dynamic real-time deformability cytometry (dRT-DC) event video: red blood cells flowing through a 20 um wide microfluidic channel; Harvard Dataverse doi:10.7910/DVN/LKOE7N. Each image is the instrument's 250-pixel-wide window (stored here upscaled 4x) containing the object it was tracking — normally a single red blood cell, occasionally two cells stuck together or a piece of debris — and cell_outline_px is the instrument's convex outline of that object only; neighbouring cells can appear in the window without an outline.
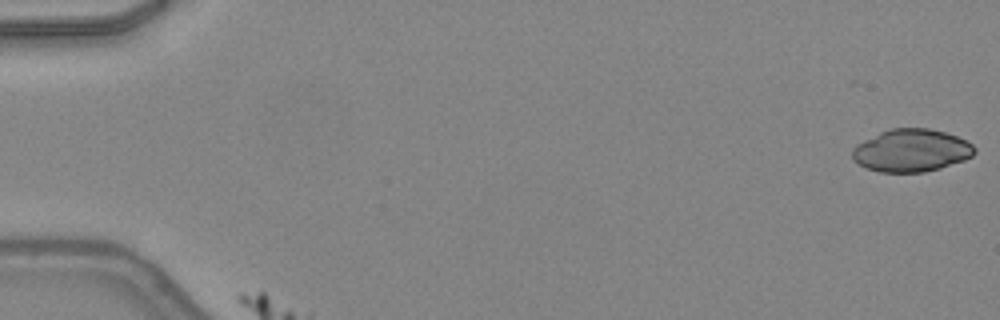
{"species": "common noctule bat (a hibernating species)", "species_latin": "Nyctalus noctula", "temperature_condition": "warm", "stored_images_in_passage": 37, "camera_frame_rate_fps": 3000, "um_per_image_px": 0.085, "animal": {"sex": "female", "body_mass_g": 24.6, "forearm_length_mm": 56.2}, "frame": {"image": 1, "passage_image": 1, "time_ms": 0.0, "image_size_px": [1000, 320], "cell_outline_px": [[976, 152], [972, 156], [964, 160], [940, 168], [924, 172], [880, 172], [868, 168], [852, 160], [852, 148], [856, 144], [880, 132], [892, 128], [928, 128], [944, 132], [956, 136], [972, 144], [976, 148]], "centroid_in_image_um": [77.46, 12.79], "position_along_channel_um": 7.5, "area_um2": 30.29}}
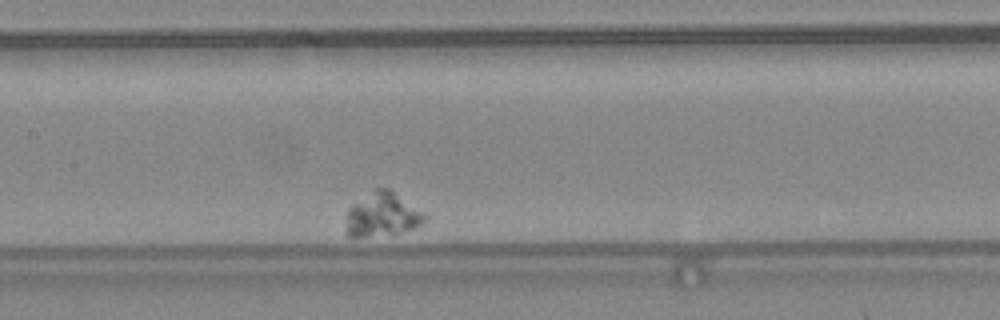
{"frame": {"image": 2, "passage_image": 16, "time_ms": 5.0, "image_size_px": [1000, 320], "cell_outline_px": [[428, 216], [420, 224], [412, 228], [400, 232], [368, 236], [348, 236], [344, 232], [344, 216], [348, 208], [352, 204], [376, 188], [388, 188], [424, 212]], "centroid_in_image_um": [32.42, 18.24], "position_along_channel_um": 175.0, "area_um2": 20.11}}
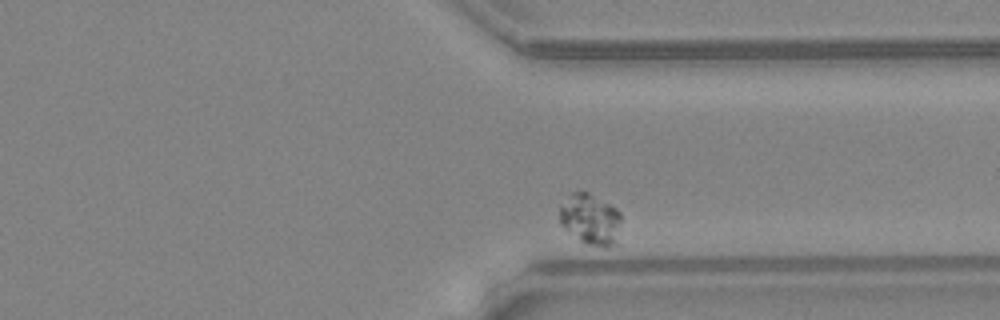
{"frame": {"image": 3, "passage_image": 34, "time_ms": 11.0, "image_size_px": [1000, 320], "cell_outline_px": [[620, 244], [608, 248], [604, 248], [584, 244], [568, 232], [560, 224], [560, 208], [572, 192], [588, 192], [616, 208], [620, 212]], "centroid_in_image_um": [50.24, 18.72], "position_along_channel_um": 361.2, "area_um2": 18.67}}